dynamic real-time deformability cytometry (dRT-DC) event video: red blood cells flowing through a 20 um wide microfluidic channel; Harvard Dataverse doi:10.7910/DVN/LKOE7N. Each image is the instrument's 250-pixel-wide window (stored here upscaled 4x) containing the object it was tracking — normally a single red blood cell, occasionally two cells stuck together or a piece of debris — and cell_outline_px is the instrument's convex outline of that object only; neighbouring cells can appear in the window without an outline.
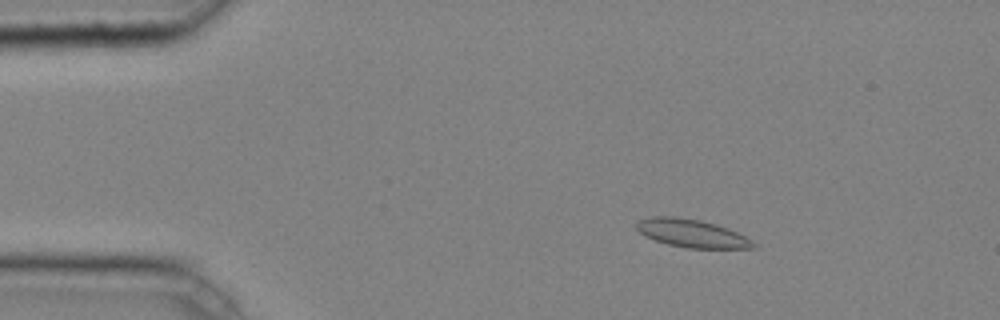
{"species": "common noctule bat (a hibernating species)", "species_latin": "Nyctalus noctula", "temperature_condition": "cold", "stored_images_in_passage": 37, "camera_frame_rate_fps": 3000, "um_per_image_px": 0.085, "animal": {"sex": "male", "body_mass_g": 20.4}, "frame": {"image": 1, "passage_image": 1, "time_ms": 0.0, "image_size_px": [1000, 320], "cell_outline_px": [[756, 248], [688, 248], [668, 244], [644, 236], [636, 228], [636, 224], [640, 220], [652, 216], [672, 216], [700, 220], [716, 224], [728, 228], [752, 240], [756, 244]], "centroid_in_image_um": [58.81, 19.83], "position_along_channel_um": 26.2, "area_um2": 18.96}}
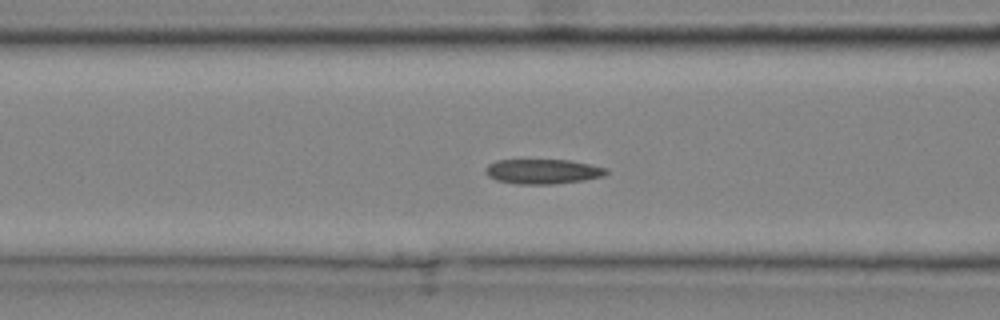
{"frame": {"image": 2, "passage_image": 12, "time_ms": 3.667, "image_size_px": [1000, 320], "cell_outline_px": [[608, 172], [604, 176], [584, 180], [552, 184], [516, 184], [496, 180], [488, 176], [484, 172], [484, 168], [488, 164], [496, 160], [572, 160], [608, 168]], "centroid_in_image_um": [46.13, 14.57], "position_along_channel_um": 120.5, "area_um2": 17.63}}
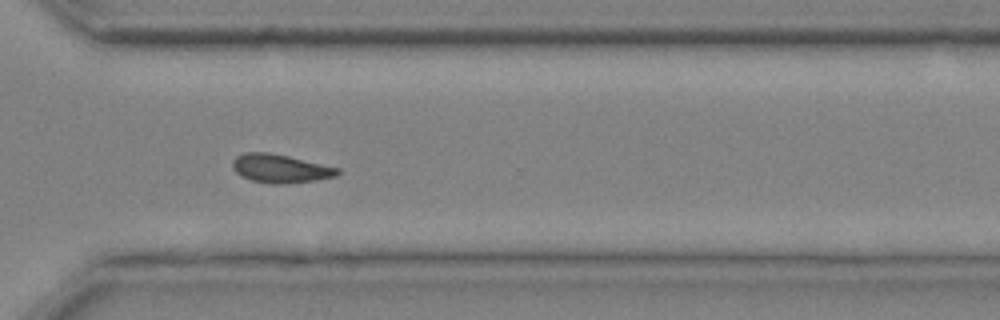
{"frame": {"image": 3, "passage_image": 28, "time_ms": 9.0, "image_size_px": [1000, 320], "cell_outline_px": [[340, 172], [336, 176], [316, 180], [284, 184], [272, 184], [252, 180], [240, 176], [232, 168], [232, 160], [236, 156], [244, 152], [268, 152], [288, 156], [340, 168]], "centroid_in_image_um": [23.8, 14.32], "position_along_channel_um": 346.8, "area_um2": 17.51}, "authors_computed_cell_mechanics": {"area_um2": 17.5134, "velocity_mm_per_s": 4.2356, "shape_relaxation_time_tau1_ms": 4.5437, "shape_relaxation_time_tau2_ms": null, "deformation_change_tau1": 0.0959, "deformation_change_tau2": null}}